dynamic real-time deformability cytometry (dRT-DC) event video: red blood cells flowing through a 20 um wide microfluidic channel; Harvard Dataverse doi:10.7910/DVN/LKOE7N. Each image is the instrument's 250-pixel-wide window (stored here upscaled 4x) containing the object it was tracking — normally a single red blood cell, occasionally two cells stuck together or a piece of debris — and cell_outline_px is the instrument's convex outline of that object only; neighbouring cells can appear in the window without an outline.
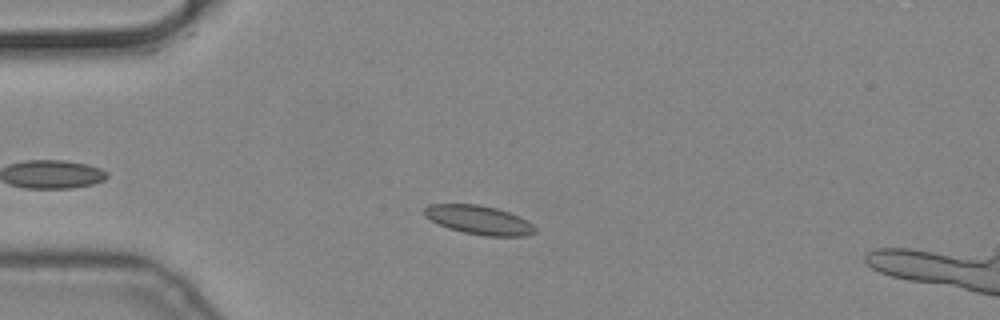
{"species": "common noctule bat (a hibernating species)", "species_latin": "Nyctalus noctula", "temperature_condition": "cold", "stored_images_in_passage": 42, "camera_frame_rate_fps": 3000, "um_per_image_px": 0.085, "animal": {"sex": "male", "body_mass_g": 19.2, "forearm_length_mm": 51.8}, "frame": {"image": 1, "passage_image": 11, "time_ms": 3.333, "image_size_px": [1000, 320], "cell_outline_px": [[536, 232], [524, 236], [484, 236], [464, 232], [448, 228], [424, 216], [424, 208], [428, 204], [480, 204], [496, 208], [508, 212], [532, 224], [536, 228]], "centroid_in_image_um": [40.69, 18.69], "position_along_channel_um": 44.3, "area_um2": 18.44}}
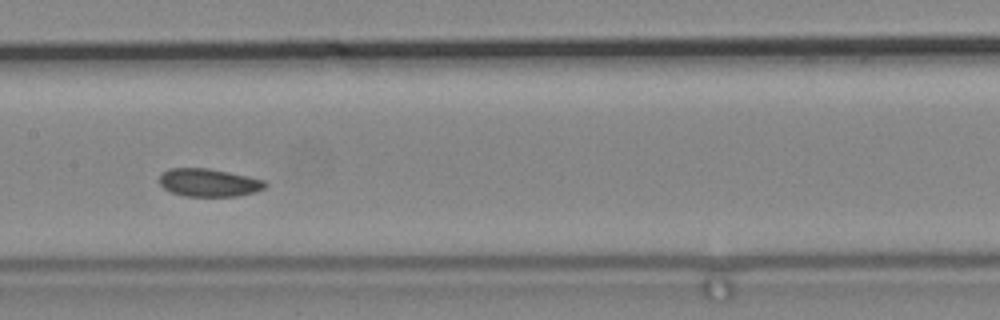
{"frame": {"image": 2, "passage_image": 25, "time_ms": 8.0, "image_size_px": [1000, 320], "cell_outline_px": [[268, 184], [264, 188], [256, 192], [236, 196], [184, 196], [172, 192], [164, 188], [160, 184], [160, 176], [168, 168], [208, 168], [248, 176], [264, 180]], "centroid_in_image_um": [17.76, 15.52], "position_along_channel_um": 189.6, "area_um2": 17.17}}
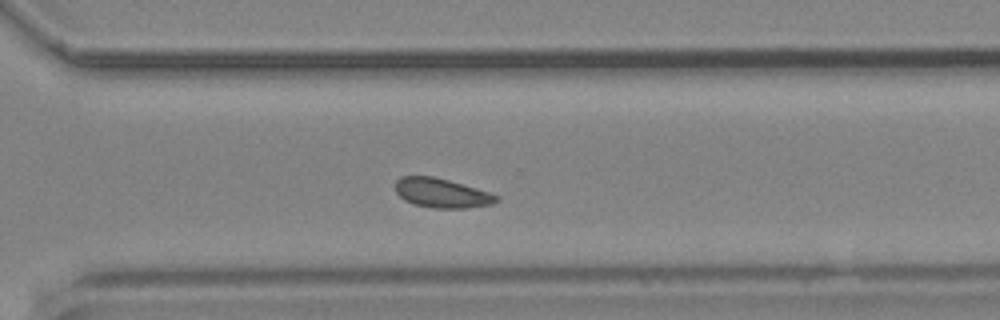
{"frame": {"image": 3, "passage_image": 37, "time_ms": 12.0, "image_size_px": [1000, 320], "cell_outline_px": [[500, 200], [492, 204], [468, 208], [432, 208], [416, 204], [404, 200], [396, 192], [396, 180], [400, 176], [432, 176], [448, 180], [488, 192], [500, 196]], "centroid_in_image_um": [37.55, 16.41], "position_along_channel_um": 333.0, "area_um2": 17.17}}